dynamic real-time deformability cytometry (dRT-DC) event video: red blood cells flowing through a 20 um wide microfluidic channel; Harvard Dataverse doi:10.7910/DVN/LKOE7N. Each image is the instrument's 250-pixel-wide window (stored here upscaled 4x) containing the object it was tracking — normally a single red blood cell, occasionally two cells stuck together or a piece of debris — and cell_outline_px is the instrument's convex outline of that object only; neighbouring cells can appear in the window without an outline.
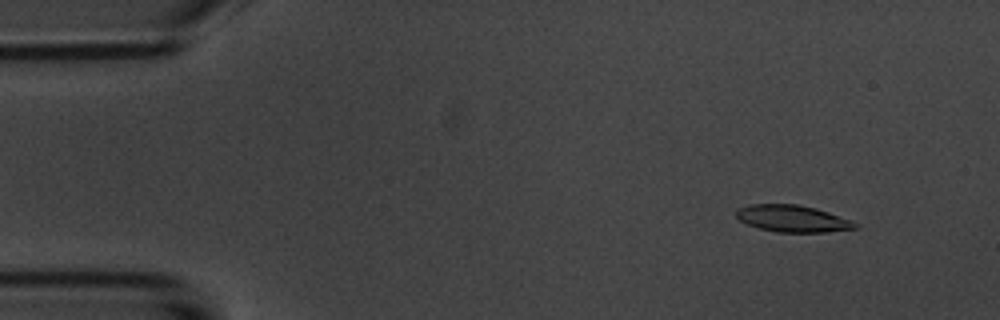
{"species": "common noctule bat (a hibernating species)", "species_latin": "Nyctalus noctula", "temperature_condition": "room temperature", "stored_images_in_passage": 53, "camera_frame_rate_fps": 3000, "um_per_image_px": 0.085, "animal": {"sex": "male", "body_mass_g": 20.1, "forearm_length_mm": 53.5}, "frame": {"image": 1, "passage_image": 5, "time_ms": 1.333, "image_size_px": [1000, 320], "cell_outline_px": [[860, 228], [824, 232], [776, 232], [760, 228], [748, 224], [740, 220], [736, 216], [736, 208], [748, 204], [796, 204], [816, 208], [852, 220], [860, 224]], "centroid_in_image_um": [67.39, 18.57], "position_along_channel_um": 17.6, "area_um2": 18.73}}
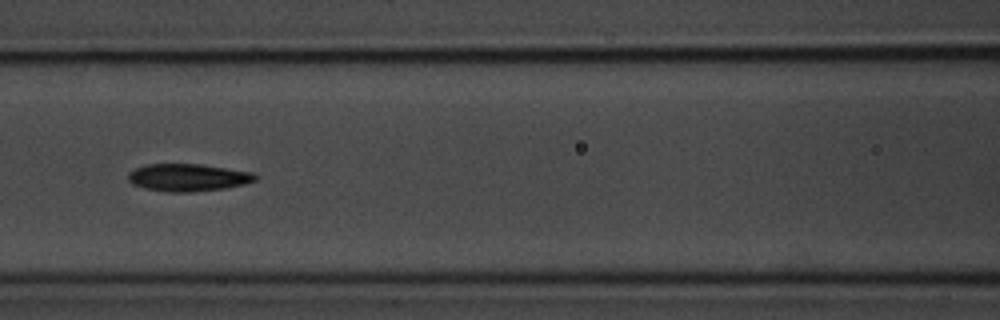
{"frame": {"image": 2, "passage_image": 23, "time_ms": 7.333, "image_size_px": [1000, 320], "cell_outline_px": [[260, 176], [256, 180], [244, 184], [224, 188], [192, 192], [168, 192], [144, 188], [132, 184], [128, 180], [128, 172], [136, 168], [148, 164], [200, 164], [252, 172]], "centroid_in_image_um": [15.98, 15.09], "position_along_channel_um": 150.6, "area_um2": 20.35}}
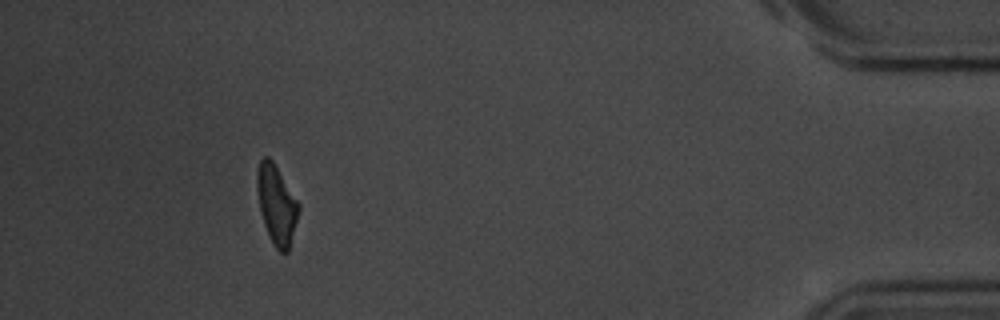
{"frame": {"image": 3, "passage_image": 49, "time_ms": 16.0, "image_size_px": [1000, 320], "cell_outline_px": [[300, 208], [288, 252], [280, 252], [272, 244], [264, 224], [260, 212], [256, 188], [256, 172], [260, 160], [264, 156], [268, 156], [272, 160], [300, 204]], "centroid_in_image_um": [23.49, 17.38], "position_along_channel_um": 411.7, "area_um2": 19.19}, "authors_computed_cell_mechanics": {"area_um2": 19.5942, "velocity_mm_per_s": 3.7161, "shape_relaxation_time_tau1_ms": 4.0757, "shape_relaxation_time_tau2_ms": 3.9974, "deformation_change_tau1": 0.1631, "deformation_change_tau2": 0.1284}}